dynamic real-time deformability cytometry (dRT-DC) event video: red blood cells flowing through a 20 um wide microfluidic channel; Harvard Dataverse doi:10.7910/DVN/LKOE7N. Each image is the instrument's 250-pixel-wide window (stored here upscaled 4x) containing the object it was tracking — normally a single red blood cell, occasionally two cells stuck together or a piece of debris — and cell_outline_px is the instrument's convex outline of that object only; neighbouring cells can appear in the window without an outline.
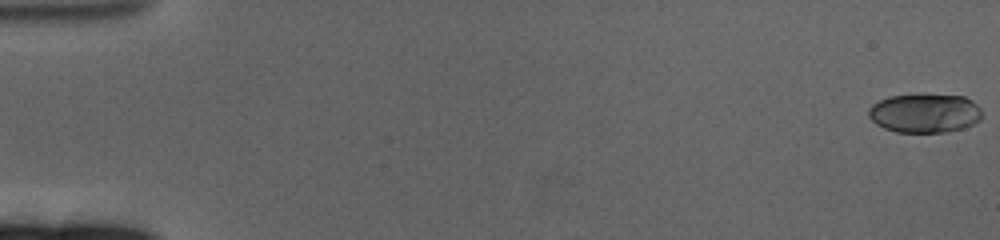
{"species": "human", "species_latin": "Homo sapiens", "temperature_condition": "cold", "stored_images_in_passage": 63, "camera_frame_rate_fps": 3000, "um_per_image_px": 0.085, "donor": {"sex": "female"}, "frame": {"image": 1, "passage_image": 1, "time_ms": 0.0, "image_size_px": [1000, 240], "cell_outline_px": [[980, 120], [964, 128], [948, 132], [896, 132], [884, 128], [876, 124], [868, 116], [868, 108], [872, 104], [888, 96], [964, 96], [972, 100], [980, 108]], "centroid_in_image_um": [78.58, 9.64], "position_along_channel_um": 6.4, "area_um2": 25.43}}
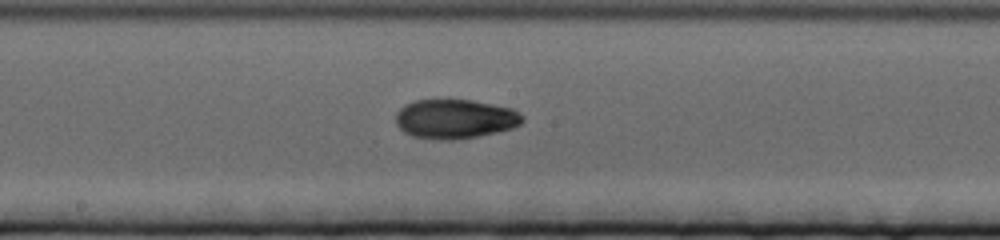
{"frame": {"image": 2, "passage_image": 35, "time_ms": 11.333, "image_size_px": [1000, 240], "cell_outline_px": [[524, 120], [520, 124], [512, 128], [496, 132], [476, 136], [452, 140], [436, 140], [412, 136], [404, 132], [396, 124], [396, 112], [404, 104], [416, 100], [448, 96], [472, 100], [512, 108], [520, 112], [524, 116]], "centroid_in_image_um": [38.65, 10.06], "position_along_channel_um": 209.6, "area_um2": 29.94}}
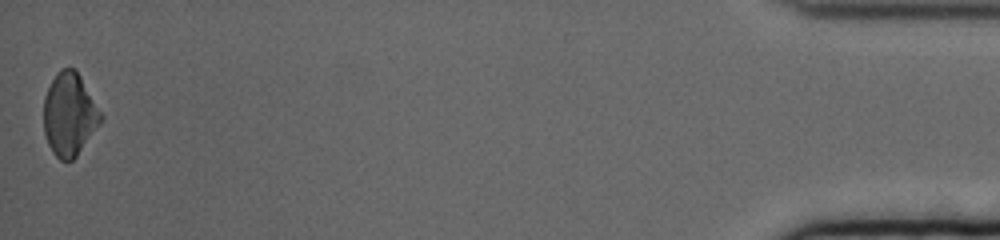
{"frame": {"image": 3, "passage_image": 63, "time_ms": 20.667, "image_size_px": [1000, 240], "cell_outline_px": [[104, 120], [76, 156], [72, 160], [60, 160], [52, 152], [48, 144], [44, 132], [44, 96], [56, 72], [60, 68], [72, 68], [80, 76], [104, 116]], "centroid_in_image_um": [5.91, 9.73], "position_along_channel_um": 429.3, "area_um2": 27.63}, "authors_computed_cell_mechanics": {"area_um2": 27.5128, "velocity_mm_per_s": 3.2863, "shape_relaxation_time_tau1_ms": 5.5919, "shape_relaxation_time_tau2_ms": 3.5616, "deformation_change_tau1": 0.1686, "deformation_change_tau2": 0.0666}}